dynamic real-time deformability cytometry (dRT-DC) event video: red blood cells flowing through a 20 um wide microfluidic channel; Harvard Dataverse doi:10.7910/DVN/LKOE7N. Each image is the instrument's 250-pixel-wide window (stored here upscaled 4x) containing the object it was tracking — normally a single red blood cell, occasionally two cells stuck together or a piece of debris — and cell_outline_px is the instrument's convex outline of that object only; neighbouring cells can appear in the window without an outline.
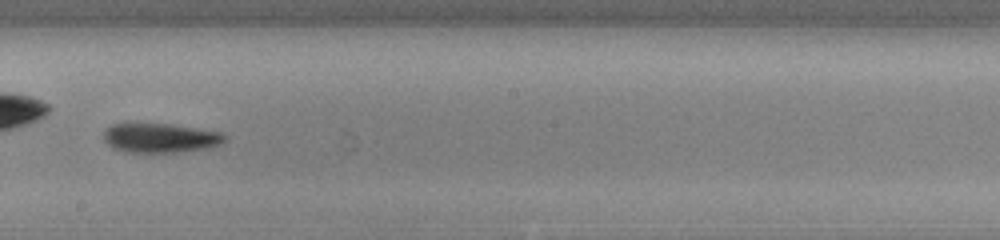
{"species": "common noctule bat (a hibernating species)", "species_latin": "Nyctalus noctula", "temperature_condition": "cold", "stored_images_in_passage": 51, "camera_frame_rate_fps": 3000, "um_per_image_px": 0.085, "animal": {"sex": "male", "body_mass_g": 13.0, "forearm_length_mm": 53.1}, "frame": {"image": 1, "passage_image": 30, "time_ms": 9.667, "image_size_px": [1000, 240], "cell_outline_px": [[228, 136], [220, 144], [208, 148], [180, 152], [124, 152], [112, 148], [104, 140], [104, 128], [112, 124], [172, 124], [224, 132]], "centroid_in_image_um": [13.64, 11.72], "position_along_channel_um": 234.6, "area_um2": 20.92}, "authors_computed_cell_mechanics": {"area_um2": 20.4612, "velocity_mm_per_s": 3.901, "shape_relaxation_time_tau1_ms": 2.8936, "shape_relaxation_time_tau2_ms": null, "deformation_change_tau1": 0.126, "deformation_change_tau2": null}}